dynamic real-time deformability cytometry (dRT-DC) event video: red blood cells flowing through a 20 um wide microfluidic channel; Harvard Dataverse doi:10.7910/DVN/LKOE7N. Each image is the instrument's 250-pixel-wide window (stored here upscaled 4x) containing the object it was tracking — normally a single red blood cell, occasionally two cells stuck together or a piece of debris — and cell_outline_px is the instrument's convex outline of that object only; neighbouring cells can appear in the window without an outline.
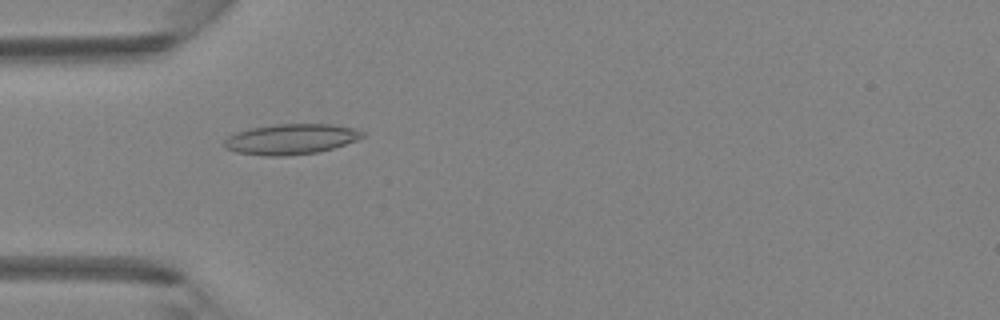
{"species": "Egyptian fruit bat (a non-hibernating species)", "species_latin": "Rousettus aegyptiacus", "temperature_condition": "room temperature", "stored_images_in_passage": 36, "camera_frame_rate_fps": 3000, "um_per_image_px": 0.085, "animal": {"sex": "female"}, "frame": {"image": 1, "passage_image": 4, "time_ms": 1.0, "image_size_px": [1000, 320], "cell_outline_px": [[364, 136], [356, 140], [332, 148], [316, 152], [288, 156], [264, 156], [236, 152], [224, 148], [224, 140], [228, 136], [236, 132], [252, 128], [276, 124], [332, 124], [352, 128], [364, 132]], "centroid_in_image_um": [24.69, 11.83], "position_along_channel_um": 60.3, "area_um2": 24.39}}
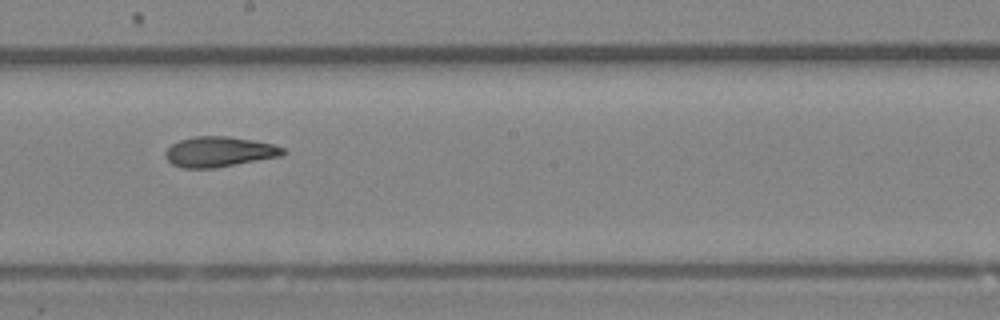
{"frame": {"image": 2, "passage_image": 16, "time_ms": 5.0, "image_size_px": [1000, 320], "cell_outline_px": [[288, 152], [280, 156], [216, 168], [180, 168], [172, 164], [164, 156], [164, 152], [172, 144], [180, 140], [192, 136], [228, 136], [252, 140], [272, 144], [284, 148]], "centroid_in_image_um": [18.61, 12.9], "position_along_channel_um": 229.6, "area_um2": 20.81}}
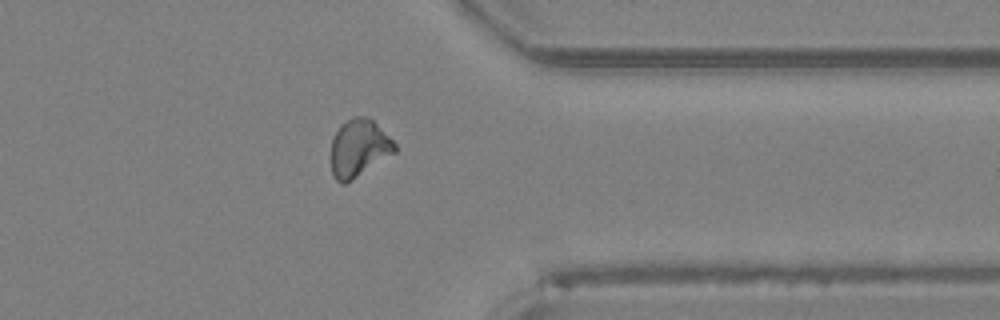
{"frame": {"image": 3, "passage_image": 27, "time_ms": 8.667, "image_size_px": [1000, 320], "cell_outline_px": [[396, 152], [352, 180], [344, 184], [340, 184], [336, 180], [332, 172], [332, 140], [340, 124], [352, 116], [368, 116], [396, 144]], "centroid_in_image_um": [30.5, 12.59], "position_along_channel_um": 380.9, "area_um2": 21.21}, "authors_computed_cell_mechanics": {"area_um2": 20.8658, "velocity_mm_per_s": 4.3205, "shape_relaxation_time_tau1_ms": null, "shape_relaxation_time_tau2_ms": 2.3943, "deformation_change_tau1": null, "deformation_change_tau2": 0.0859}}